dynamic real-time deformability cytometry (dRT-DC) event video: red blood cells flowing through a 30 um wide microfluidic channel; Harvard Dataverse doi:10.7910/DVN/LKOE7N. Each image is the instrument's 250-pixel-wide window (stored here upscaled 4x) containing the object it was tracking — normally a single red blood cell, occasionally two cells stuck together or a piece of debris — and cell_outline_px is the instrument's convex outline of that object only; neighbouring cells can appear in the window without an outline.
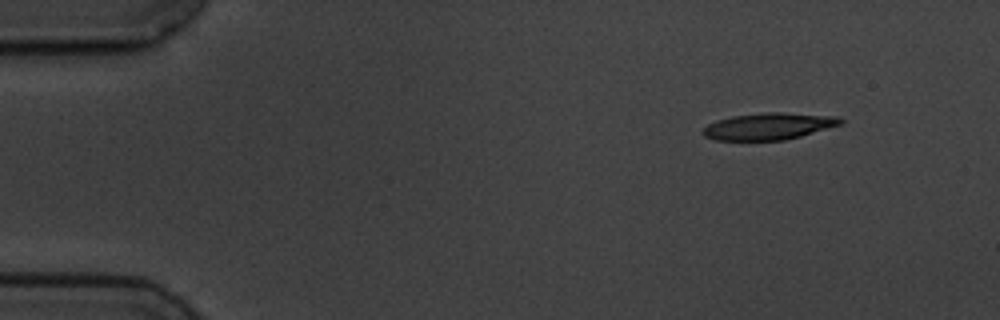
{"species": "common noctule bat (a hibernating species)", "species_latin": "Nyctalus noctula", "temperature_condition": "cold", "stored_images_in_passage": 4, "camera_frame_rate_fps": 3000, "um_per_image_px": 0.085, "animal": {"sex": "male", "body_mass_g": 19.5, "forearm_length_mm": 54.6}, "frame": {"image": 1, "passage_image": 1, "time_ms": 0.0, "image_size_px": [1000, 320], "cell_outline_px": [[844, 120], [840, 124], [800, 136], [784, 140], [716, 140], [704, 136], [700, 132], [708, 124], [716, 120], [732, 116], [768, 112], [780, 112], [832, 116]], "centroid_in_image_um": [65.26, 10.73], "position_along_channel_um": 19.7, "area_um2": 21.15}}
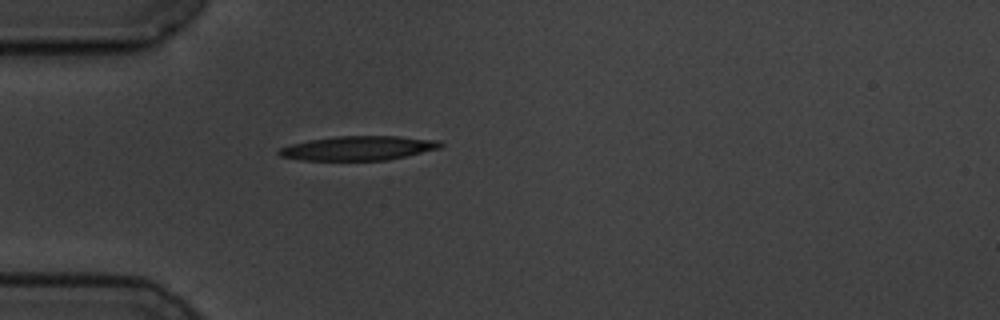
{"frame": {"image": 2, "passage_image": 4, "time_ms": 3.333, "image_size_px": [1000, 320], "cell_outline_px": [[444, 144], [440, 148], [388, 160], [300, 160], [280, 156], [276, 152], [280, 148], [292, 144], [308, 140], [336, 136], [400, 136], [440, 140]], "centroid_in_image_um": [30.47, 12.59], "position_along_channel_um": 54.5, "area_um2": 22.89}}